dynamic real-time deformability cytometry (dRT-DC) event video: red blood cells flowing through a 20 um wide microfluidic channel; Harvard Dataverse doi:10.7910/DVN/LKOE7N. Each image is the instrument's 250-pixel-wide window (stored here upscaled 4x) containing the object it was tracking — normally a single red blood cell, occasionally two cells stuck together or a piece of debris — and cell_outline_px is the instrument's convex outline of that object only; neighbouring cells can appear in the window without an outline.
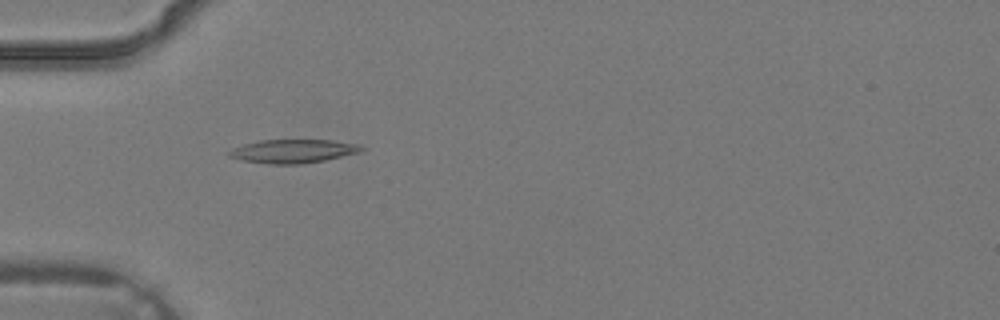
{"species": "common noctule bat (a hibernating species)", "species_latin": "Nyctalus noctula", "temperature_condition": "warm", "stored_images_in_passage": 5, "camera_frame_rate_fps": 3000, "um_per_image_px": 0.085, "animal": {"sex": "male", "body_mass_g": 19.2, "forearm_length_mm": 51.8}, "frame": {"image": 1, "passage_image": 4, "time_ms": 1.0, "image_size_px": [1000, 320], "cell_outline_px": [[364, 148], [360, 152], [324, 160], [300, 164], [268, 164], [244, 160], [228, 156], [228, 152], [232, 148], [244, 144], [260, 140], [332, 140], [356, 144]], "centroid_in_image_um": [24.89, 12.85], "position_along_channel_um": 60.1, "area_um2": 17.98}}
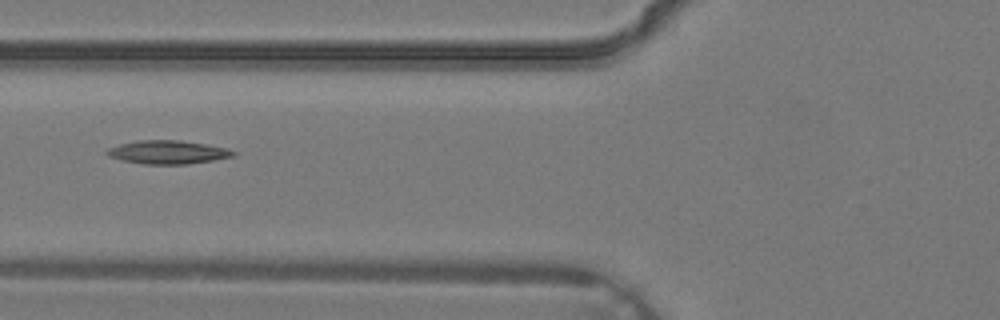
{"frame": {"image": 2, "passage_image": 5, "time_ms": 1.333, "image_size_px": [1000, 320], "cell_outline_px": [[236, 156], [188, 164], [144, 164], [124, 160], [108, 156], [104, 152], [108, 148], [120, 144], [136, 140], [180, 140], [208, 144], [228, 148], [236, 152]], "centroid_in_image_um": [14.29, 12.92], "position_along_channel_um": 111.5, "area_um2": 17.34}}